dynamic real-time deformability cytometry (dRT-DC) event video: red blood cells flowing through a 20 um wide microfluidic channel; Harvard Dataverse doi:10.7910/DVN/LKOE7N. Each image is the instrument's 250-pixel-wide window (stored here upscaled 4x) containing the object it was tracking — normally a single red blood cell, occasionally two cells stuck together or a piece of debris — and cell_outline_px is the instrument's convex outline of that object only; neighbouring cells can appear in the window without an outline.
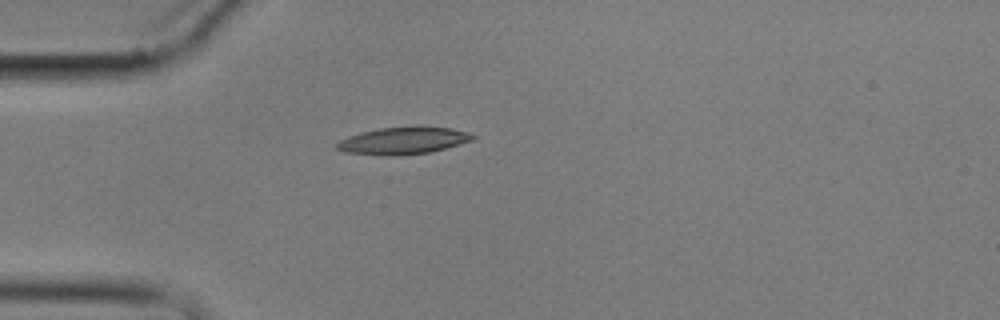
{"species": "common noctule bat (a hibernating species)", "species_latin": "Nyctalus noctula", "temperature_condition": "cold", "stored_images_in_passage": 1, "camera_frame_rate_fps": 3000, "um_per_image_px": 0.085, "animal": {"sex": "male", "body_mass_g": 17.9}, "frame": {"image": 1, "passage_image": 1, "time_ms": 0.0, "image_size_px": [1000, 320], "cell_outline_px": [[476, 136], [472, 140], [432, 152], [392, 156], [344, 152], [336, 148], [336, 144], [340, 140], [360, 132], [380, 128], [452, 128], [468, 132]], "centroid_in_image_um": [34.25, 11.98], "position_along_channel_um": 50.7, "area_um2": 20.87}}